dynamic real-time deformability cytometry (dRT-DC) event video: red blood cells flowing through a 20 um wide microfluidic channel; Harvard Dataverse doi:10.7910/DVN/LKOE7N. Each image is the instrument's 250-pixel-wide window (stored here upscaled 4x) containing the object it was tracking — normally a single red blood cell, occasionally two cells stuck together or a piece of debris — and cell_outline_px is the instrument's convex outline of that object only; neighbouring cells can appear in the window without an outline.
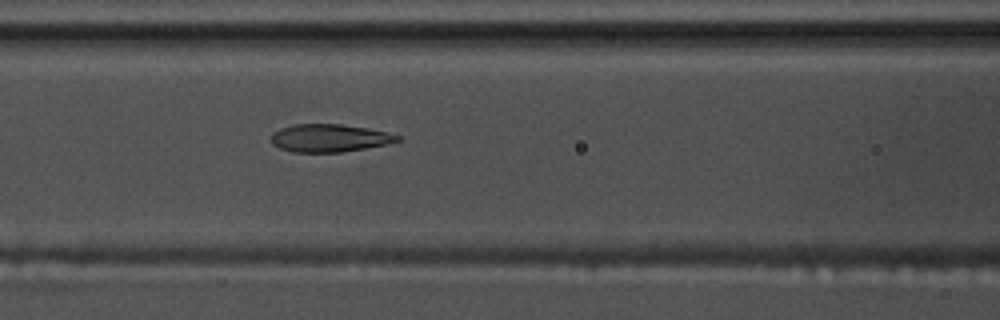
{"species": "common noctule bat (a hibernating species)", "species_latin": "Nyctalus noctula", "temperature_condition": "warm", "stored_images_in_passage": 36, "camera_frame_rate_fps": 3000, "um_per_image_px": 0.085, "animal": {"sex": "male", "body_mass_g": 17.5, "forearm_length_mm": 52.3}, "frame": {"image": 1, "passage_image": 11, "time_ms": 3.333, "image_size_px": [1000, 320], "cell_outline_px": [[400, 140], [384, 144], [364, 148], [340, 152], [292, 152], [280, 148], [272, 144], [272, 132], [280, 128], [292, 124], [340, 124], [368, 128], [388, 132], [400, 136]], "centroid_in_image_um": [27.96, 11.72], "position_along_channel_um": 138.6, "area_um2": 20.35}}
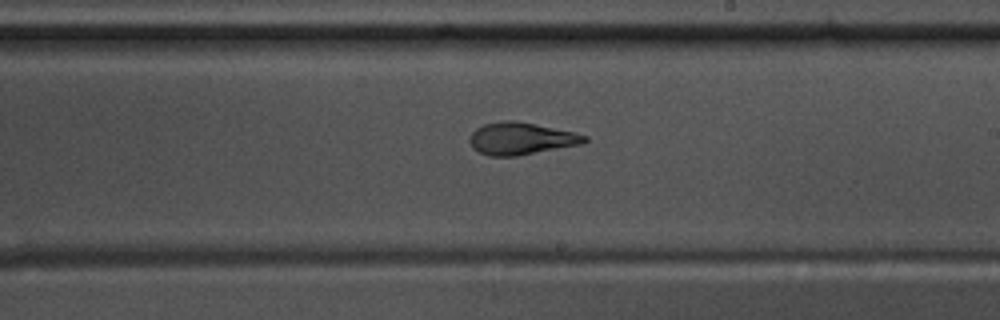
{"frame": {"image": 2, "passage_image": 20, "time_ms": 6.333, "image_size_px": [1000, 320], "cell_outline_px": [[588, 140], [580, 144], [516, 156], [488, 156], [472, 148], [468, 140], [472, 132], [476, 128], [484, 124], [504, 120], [512, 120], [536, 124], [576, 132], [588, 136]], "centroid_in_image_um": [44.27, 11.77], "position_along_channel_um": 244.7, "area_um2": 21.56}}
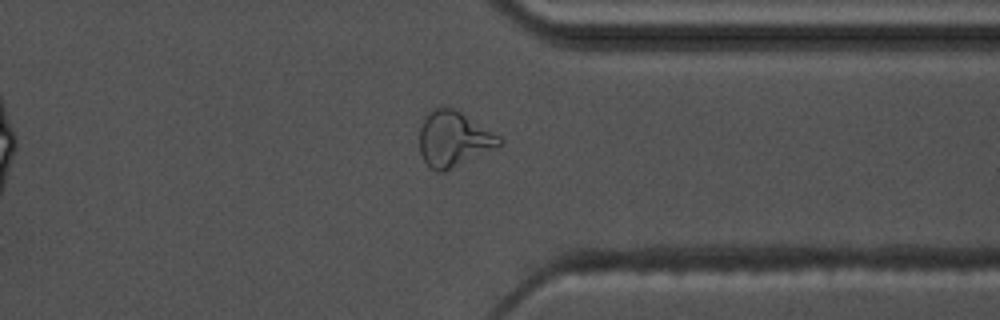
{"frame": {"image": 3, "passage_image": 31, "time_ms": 10.0, "image_size_px": [1000, 320], "cell_outline_px": [[504, 140], [496, 148], [444, 172], [436, 172], [428, 168], [420, 152], [420, 128], [424, 116], [432, 108], [440, 104], [456, 108], [500, 136]], "centroid_in_image_um": [38.54, 11.78], "position_along_channel_um": 372.9, "area_um2": 26.3}, "authors_computed_cell_mechanics": {"area_um2": 21.2415, "velocity_mm_per_s": 3.5506, "shape_relaxation_time_tau1_ms": null, "shape_relaxation_time_tau2_ms": 1.7086, "deformation_change_tau1": null, "deformation_change_tau2": 0.087}}